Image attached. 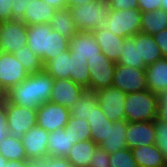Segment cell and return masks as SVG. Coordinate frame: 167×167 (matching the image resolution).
<instances>
[{
    "label": "cell",
    "instance_id": "obj_1",
    "mask_svg": "<svg viewBox=\"0 0 167 167\" xmlns=\"http://www.w3.org/2000/svg\"><path fill=\"white\" fill-rule=\"evenodd\" d=\"M53 84L54 78L44 70L29 74L6 92V100L21 107L38 108L50 100Z\"/></svg>",
    "mask_w": 167,
    "mask_h": 167
},
{
    "label": "cell",
    "instance_id": "obj_2",
    "mask_svg": "<svg viewBox=\"0 0 167 167\" xmlns=\"http://www.w3.org/2000/svg\"><path fill=\"white\" fill-rule=\"evenodd\" d=\"M43 70L51 75L54 80L71 79L76 84L89 90L90 75L88 61L72 59L70 50H66L43 65Z\"/></svg>",
    "mask_w": 167,
    "mask_h": 167
},
{
    "label": "cell",
    "instance_id": "obj_3",
    "mask_svg": "<svg viewBox=\"0 0 167 167\" xmlns=\"http://www.w3.org/2000/svg\"><path fill=\"white\" fill-rule=\"evenodd\" d=\"M69 9L76 30L80 32H93L103 28L112 11L109 3L103 0H94Z\"/></svg>",
    "mask_w": 167,
    "mask_h": 167
},
{
    "label": "cell",
    "instance_id": "obj_4",
    "mask_svg": "<svg viewBox=\"0 0 167 167\" xmlns=\"http://www.w3.org/2000/svg\"><path fill=\"white\" fill-rule=\"evenodd\" d=\"M159 95L150 90L126 93L125 119L127 122L153 121L158 117Z\"/></svg>",
    "mask_w": 167,
    "mask_h": 167
},
{
    "label": "cell",
    "instance_id": "obj_5",
    "mask_svg": "<svg viewBox=\"0 0 167 167\" xmlns=\"http://www.w3.org/2000/svg\"><path fill=\"white\" fill-rule=\"evenodd\" d=\"M142 12L137 9L112 10L104 27L123 38H130L140 32Z\"/></svg>",
    "mask_w": 167,
    "mask_h": 167
},
{
    "label": "cell",
    "instance_id": "obj_6",
    "mask_svg": "<svg viewBox=\"0 0 167 167\" xmlns=\"http://www.w3.org/2000/svg\"><path fill=\"white\" fill-rule=\"evenodd\" d=\"M7 126L10 136L22 138L33 126H36L37 108L21 107L6 100Z\"/></svg>",
    "mask_w": 167,
    "mask_h": 167
},
{
    "label": "cell",
    "instance_id": "obj_7",
    "mask_svg": "<svg viewBox=\"0 0 167 167\" xmlns=\"http://www.w3.org/2000/svg\"><path fill=\"white\" fill-rule=\"evenodd\" d=\"M112 87L120 89L124 93L147 90L145 69L133 68L116 63Z\"/></svg>",
    "mask_w": 167,
    "mask_h": 167
},
{
    "label": "cell",
    "instance_id": "obj_8",
    "mask_svg": "<svg viewBox=\"0 0 167 167\" xmlns=\"http://www.w3.org/2000/svg\"><path fill=\"white\" fill-rule=\"evenodd\" d=\"M27 25L20 19L3 21L0 29V51L14 53L27 45Z\"/></svg>",
    "mask_w": 167,
    "mask_h": 167
},
{
    "label": "cell",
    "instance_id": "obj_9",
    "mask_svg": "<svg viewBox=\"0 0 167 167\" xmlns=\"http://www.w3.org/2000/svg\"><path fill=\"white\" fill-rule=\"evenodd\" d=\"M70 118V109L48 101L37 108L36 125L47 132L63 129Z\"/></svg>",
    "mask_w": 167,
    "mask_h": 167
},
{
    "label": "cell",
    "instance_id": "obj_10",
    "mask_svg": "<svg viewBox=\"0 0 167 167\" xmlns=\"http://www.w3.org/2000/svg\"><path fill=\"white\" fill-rule=\"evenodd\" d=\"M115 66L116 63L110 60L103 52L102 57H94L88 61L89 90L97 91L112 87Z\"/></svg>",
    "mask_w": 167,
    "mask_h": 167
},
{
    "label": "cell",
    "instance_id": "obj_11",
    "mask_svg": "<svg viewBox=\"0 0 167 167\" xmlns=\"http://www.w3.org/2000/svg\"><path fill=\"white\" fill-rule=\"evenodd\" d=\"M95 92L98 105L111 122L125 119L126 93L114 87L99 89Z\"/></svg>",
    "mask_w": 167,
    "mask_h": 167
},
{
    "label": "cell",
    "instance_id": "obj_12",
    "mask_svg": "<svg viewBox=\"0 0 167 167\" xmlns=\"http://www.w3.org/2000/svg\"><path fill=\"white\" fill-rule=\"evenodd\" d=\"M29 76L13 53L0 51V86L7 92Z\"/></svg>",
    "mask_w": 167,
    "mask_h": 167
},
{
    "label": "cell",
    "instance_id": "obj_13",
    "mask_svg": "<svg viewBox=\"0 0 167 167\" xmlns=\"http://www.w3.org/2000/svg\"><path fill=\"white\" fill-rule=\"evenodd\" d=\"M48 136L49 132L37 125L22 136L21 139L28 161L35 163L48 157Z\"/></svg>",
    "mask_w": 167,
    "mask_h": 167
},
{
    "label": "cell",
    "instance_id": "obj_14",
    "mask_svg": "<svg viewBox=\"0 0 167 167\" xmlns=\"http://www.w3.org/2000/svg\"><path fill=\"white\" fill-rule=\"evenodd\" d=\"M72 59L90 61L94 57H102V51L92 32H80L70 40Z\"/></svg>",
    "mask_w": 167,
    "mask_h": 167
},
{
    "label": "cell",
    "instance_id": "obj_15",
    "mask_svg": "<svg viewBox=\"0 0 167 167\" xmlns=\"http://www.w3.org/2000/svg\"><path fill=\"white\" fill-rule=\"evenodd\" d=\"M126 146L134 149L137 146L155 144V120L143 122H128L126 129Z\"/></svg>",
    "mask_w": 167,
    "mask_h": 167
},
{
    "label": "cell",
    "instance_id": "obj_16",
    "mask_svg": "<svg viewBox=\"0 0 167 167\" xmlns=\"http://www.w3.org/2000/svg\"><path fill=\"white\" fill-rule=\"evenodd\" d=\"M86 89L71 79L54 80L52 94L49 101L70 109Z\"/></svg>",
    "mask_w": 167,
    "mask_h": 167
},
{
    "label": "cell",
    "instance_id": "obj_17",
    "mask_svg": "<svg viewBox=\"0 0 167 167\" xmlns=\"http://www.w3.org/2000/svg\"><path fill=\"white\" fill-rule=\"evenodd\" d=\"M51 30L50 23L27 26V46L41 59L43 65L45 64V52H47L48 34Z\"/></svg>",
    "mask_w": 167,
    "mask_h": 167
},
{
    "label": "cell",
    "instance_id": "obj_18",
    "mask_svg": "<svg viewBox=\"0 0 167 167\" xmlns=\"http://www.w3.org/2000/svg\"><path fill=\"white\" fill-rule=\"evenodd\" d=\"M101 51L115 63L118 62L121 55L124 39L112 33L109 29L103 27L92 32Z\"/></svg>",
    "mask_w": 167,
    "mask_h": 167
},
{
    "label": "cell",
    "instance_id": "obj_19",
    "mask_svg": "<svg viewBox=\"0 0 167 167\" xmlns=\"http://www.w3.org/2000/svg\"><path fill=\"white\" fill-rule=\"evenodd\" d=\"M131 38L138 43L139 63H145L148 66L163 58L153 35L139 32Z\"/></svg>",
    "mask_w": 167,
    "mask_h": 167
},
{
    "label": "cell",
    "instance_id": "obj_20",
    "mask_svg": "<svg viewBox=\"0 0 167 167\" xmlns=\"http://www.w3.org/2000/svg\"><path fill=\"white\" fill-rule=\"evenodd\" d=\"M131 151L139 167H167V158L155 144L137 146Z\"/></svg>",
    "mask_w": 167,
    "mask_h": 167
},
{
    "label": "cell",
    "instance_id": "obj_21",
    "mask_svg": "<svg viewBox=\"0 0 167 167\" xmlns=\"http://www.w3.org/2000/svg\"><path fill=\"white\" fill-rule=\"evenodd\" d=\"M147 90L158 95L167 90V58H161L158 61L146 67Z\"/></svg>",
    "mask_w": 167,
    "mask_h": 167
},
{
    "label": "cell",
    "instance_id": "obj_22",
    "mask_svg": "<svg viewBox=\"0 0 167 167\" xmlns=\"http://www.w3.org/2000/svg\"><path fill=\"white\" fill-rule=\"evenodd\" d=\"M127 126L128 122L126 119L114 121L112 126H109L105 140L99 146L109 154L127 148L125 137Z\"/></svg>",
    "mask_w": 167,
    "mask_h": 167
},
{
    "label": "cell",
    "instance_id": "obj_23",
    "mask_svg": "<svg viewBox=\"0 0 167 167\" xmlns=\"http://www.w3.org/2000/svg\"><path fill=\"white\" fill-rule=\"evenodd\" d=\"M55 11L54 7L43 0H35L30 6L26 7L25 13L20 20L27 26L50 23Z\"/></svg>",
    "mask_w": 167,
    "mask_h": 167
},
{
    "label": "cell",
    "instance_id": "obj_24",
    "mask_svg": "<svg viewBox=\"0 0 167 167\" xmlns=\"http://www.w3.org/2000/svg\"><path fill=\"white\" fill-rule=\"evenodd\" d=\"M73 146L74 140L65 127L49 132L47 144L48 156L66 157Z\"/></svg>",
    "mask_w": 167,
    "mask_h": 167
},
{
    "label": "cell",
    "instance_id": "obj_25",
    "mask_svg": "<svg viewBox=\"0 0 167 167\" xmlns=\"http://www.w3.org/2000/svg\"><path fill=\"white\" fill-rule=\"evenodd\" d=\"M98 144L92 139L75 143L66 158L74 167H89Z\"/></svg>",
    "mask_w": 167,
    "mask_h": 167
},
{
    "label": "cell",
    "instance_id": "obj_26",
    "mask_svg": "<svg viewBox=\"0 0 167 167\" xmlns=\"http://www.w3.org/2000/svg\"><path fill=\"white\" fill-rule=\"evenodd\" d=\"M88 124L91 130V139L98 145L105 140L107 136L109 126H112L111 122L103 113L100 106H91L90 119H88Z\"/></svg>",
    "mask_w": 167,
    "mask_h": 167
},
{
    "label": "cell",
    "instance_id": "obj_27",
    "mask_svg": "<svg viewBox=\"0 0 167 167\" xmlns=\"http://www.w3.org/2000/svg\"><path fill=\"white\" fill-rule=\"evenodd\" d=\"M51 28L59 32L62 36L71 40L76 33V26L72 19L71 11L68 7L56 9L55 14L52 16L50 22Z\"/></svg>",
    "mask_w": 167,
    "mask_h": 167
},
{
    "label": "cell",
    "instance_id": "obj_28",
    "mask_svg": "<svg viewBox=\"0 0 167 167\" xmlns=\"http://www.w3.org/2000/svg\"><path fill=\"white\" fill-rule=\"evenodd\" d=\"M164 29H167V12L165 10L142 13L140 32L154 36Z\"/></svg>",
    "mask_w": 167,
    "mask_h": 167
},
{
    "label": "cell",
    "instance_id": "obj_29",
    "mask_svg": "<svg viewBox=\"0 0 167 167\" xmlns=\"http://www.w3.org/2000/svg\"><path fill=\"white\" fill-rule=\"evenodd\" d=\"M98 104L97 94L95 91L85 90L81 97L76 100L70 108V117L77 119L84 118L88 122L91 114V106Z\"/></svg>",
    "mask_w": 167,
    "mask_h": 167
},
{
    "label": "cell",
    "instance_id": "obj_30",
    "mask_svg": "<svg viewBox=\"0 0 167 167\" xmlns=\"http://www.w3.org/2000/svg\"><path fill=\"white\" fill-rule=\"evenodd\" d=\"M0 154L8 161L28 160L22 139L10 135L0 142Z\"/></svg>",
    "mask_w": 167,
    "mask_h": 167
},
{
    "label": "cell",
    "instance_id": "obj_31",
    "mask_svg": "<svg viewBox=\"0 0 167 167\" xmlns=\"http://www.w3.org/2000/svg\"><path fill=\"white\" fill-rule=\"evenodd\" d=\"M117 64L146 69L147 66L145 63H139L138 43H135L131 37L124 39L121 55Z\"/></svg>",
    "mask_w": 167,
    "mask_h": 167
},
{
    "label": "cell",
    "instance_id": "obj_32",
    "mask_svg": "<svg viewBox=\"0 0 167 167\" xmlns=\"http://www.w3.org/2000/svg\"><path fill=\"white\" fill-rule=\"evenodd\" d=\"M70 40L62 36L59 32L51 30L48 34L47 52H45V63L55 58L60 53L68 50Z\"/></svg>",
    "mask_w": 167,
    "mask_h": 167
},
{
    "label": "cell",
    "instance_id": "obj_33",
    "mask_svg": "<svg viewBox=\"0 0 167 167\" xmlns=\"http://www.w3.org/2000/svg\"><path fill=\"white\" fill-rule=\"evenodd\" d=\"M13 54L29 74L43 70L41 59L27 45Z\"/></svg>",
    "mask_w": 167,
    "mask_h": 167
},
{
    "label": "cell",
    "instance_id": "obj_34",
    "mask_svg": "<svg viewBox=\"0 0 167 167\" xmlns=\"http://www.w3.org/2000/svg\"><path fill=\"white\" fill-rule=\"evenodd\" d=\"M65 128L69 131L70 136L75 143H79L83 140L91 139V128L86 119L70 117Z\"/></svg>",
    "mask_w": 167,
    "mask_h": 167
},
{
    "label": "cell",
    "instance_id": "obj_35",
    "mask_svg": "<svg viewBox=\"0 0 167 167\" xmlns=\"http://www.w3.org/2000/svg\"><path fill=\"white\" fill-rule=\"evenodd\" d=\"M110 167H139L129 148L118 150L109 157Z\"/></svg>",
    "mask_w": 167,
    "mask_h": 167
},
{
    "label": "cell",
    "instance_id": "obj_36",
    "mask_svg": "<svg viewBox=\"0 0 167 167\" xmlns=\"http://www.w3.org/2000/svg\"><path fill=\"white\" fill-rule=\"evenodd\" d=\"M155 145L161 150L167 158V124L160 120H155Z\"/></svg>",
    "mask_w": 167,
    "mask_h": 167
},
{
    "label": "cell",
    "instance_id": "obj_37",
    "mask_svg": "<svg viewBox=\"0 0 167 167\" xmlns=\"http://www.w3.org/2000/svg\"><path fill=\"white\" fill-rule=\"evenodd\" d=\"M109 157L110 154L98 145L91 157L89 167H110Z\"/></svg>",
    "mask_w": 167,
    "mask_h": 167
},
{
    "label": "cell",
    "instance_id": "obj_38",
    "mask_svg": "<svg viewBox=\"0 0 167 167\" xmlns=\"http://www.w3.org/2000/svg\"><path fill=\"white\" fill-rule=\"evenodd\" d=\"M42 167H74L66 157L48 156L38 162Z\"/></svg>",
    "mask_w": 167,
    "mask_h": 167
},
{
    "label": "cell",
    "instance_id": "obj_39",
    "mask_svg": "<svg viewBox=\"0 0 167 167\" xmlns=\"http://www.w3.org/2000/svg\"><path fill=\"white\" fill-rule=\"evenodd\" d=\"M35 0H13L12 1V19H21L27 6Z\"/></svg>",
    "mask_w": 167,
    "mask_h": 167
},
{
    "label": "cell",
    "instance_id": "obj_40",
    "mask_svg": "<svg viewBox=\"0 0 167 167\" xmlns=\"http://www.w3.org/2000/svg\"><path fill=\"white\" fill-rule=\"evenodd\" d=\"M108 3L112 10L139 8L137 0H109Z\"/></svg>",
    "mask_w": 167,
    "mask_h": 167
},
{
    "label": "cell",
    "instance_id": "obj_41",
    "mask_svg": "<svg viewBox=\"0 0 167 167\" xmlns=\"http://www.w3.org/2000/svg\"><path fill=\"white\" fill-rule=\"evenodd\" d=\"M8 135L6 101H4L0 103V142Z\"/></svg>",
    "mask_w": 167,
    "mask_h": 167
},
{
    "label": "cell",
    "instance_id": "obj_42",
    "mask_svg": "<svg viewBox=\"0 0 167 167\" xmlns=\"http://www.w3.org/2000/svg\"><path fill=\"white\" fill-rule=\"evenodd\" d=\"M157 120L167 124V90L159 94V107Z\"/></svg>",
    "mask_w": 167,
    "mask_h": 167
},
{
    "label": "cell",
    "instance_id": "obj_43",
    "mask_svg": "<svg viewBox=\"0 0 167 167\" xmlns=\"http://www.w3.org/2000/svg\"><path fill=\"white\" fill-rule=\"evenodd\" d=\"M139 9L142 13L152 12L154 10H160L162 6V0H137Z\"/></svg>",
    "mask_w": 167,
    "mask_h": 167
},
{
    "label": "cell",
    "instance_id": "obj_44",
    "mask_svg": "<svg viewBox=\"0 0 167 167\" xmlns=\"http://www.w3.org/2000/svg\"><path fill=\"white\" fill-rule=\"evenodd\" d=\"M12 1L13 0H0V19L2 21L12 19Z\"/></svg>",
    "mask_w": 167,
    "mask_h": 167
},
{
    "label": "cell",
    "instance_id": "obj_45",
    "mask_svg": "<svg viewBox=\"0 0 167 167\" xmlns=\"http://www.w3.org/2000/svg\"><path fill=\"white\" fill-rule=\"evenodd\" d=\"M153 37L160 48L163 58H167V29L158 32Z\"/></svg>",
    "mask_w": 167,
    "mask_h": 167
},
{
    "label": "cell",
    "instance_id": "obj_46",
    "mask_svg": "<svg viewBox=\"0 0 167 167\" xmlns=\"http://www.w3.org/2000/svg\"><path fill=\"white\" fill-rule=\"evenodd\" d=\"M43 1L51 5L55 9L68 7L67 0H43Z\"/></svg>",
    "mask_w": 167,
    "mask_h": 167
},
{
    "label": "cell",
    "instance_id": "obj_47",
    "mask_svg": "<svg viewBox=\"0 0 167 167\" xmlns=\"http://www.w3.org/2000/svg\"><path fill=\"white\" fill-rule=\"evenodd\" d=\"M30 161L20 160V161H8L5 167H29Z\"/></svg>",
    "mask_w": 167,
    "mask_h": 167
},
{
    "label": "cell",
    "instance_id": "obj_48",
    "mask_svg": "<svg viewBox=\"0 0 167 167\" xmlns=\"http://www.w3.org/2000/svg\"><path fill=\"white\" fill-rule=\"evenodd\" d=\"M94 0H67L68 8L73 6H79L85 3H89Z\"/></svg>",
    "mask_w": 167,
    "mask_h": 167
},
{
    "label": "cell",
    "instance_id": "obj_49",
    "mask_svg": "<svg viewBox=\"0 0 167 167\" xmlns=\"http://www.w3.org/2000/svg\"><path fill=\"white\" fill-rule=\"evenodd\" d=\"M6 101V91L0 86V103Z\"/></svg>",
    "mask_w": 167,
    "mask_h": 167
},
{
    "label": "cell",
    "instance_id": "obj_50",
    "mask_svg": "<svg viewBox=\"0 0 167 167\" xmlns=\"http://www.w3.org/2000/svg\"><path fill=\"white\" fill-rule=\"evenodd\" d=\"M8 160H6L1 154H0V167H5Z\"/></svg>",
    "mask_w": 167,
    "mask_h": 167
},
{
    "label": "cell",
    "instance_id": "obj_51",
    "mask_svg": "<svg viewBox=\"0 0 167 167\" xmlns=\"http://www.w3.org/2000/svg\"><path fill=\"white\" fill-rule=\"evenodd\" d=\"M162 10H165L167 12V0H162V6H161Z\"/></svg>",
    "mask_w": 167,
    "mask_h": 167
},
{
    "label": "cell",
    "instance_id": "obj_52",
    "mask_svg": "<svg viewBox=\"0 0 167 167\" xmlns=\"http://www.w3.org/2000/svg\"><path fill=\"white\" fill-rule=\"evenodd\" d=\"M29 167H42L38 162L30 163Z\"/></svg>",
    "mask_w": 167,
    "mask_h": 167
},
{
    "label": "cell",
    "instance_id": "obj_53",
    "mask_svg": "<svg viewBox=\"0 0 167 167\" xmlns=\"http://www.w3.org/2000/svg\"><path fill=\"white\" fill-rule=\"evenodd\" d=\"M2 24H3V21L0 19V29H1Z\"/></svg>",
    "mask_w": 167,
    "mask_h": 167
}]
</instances>
